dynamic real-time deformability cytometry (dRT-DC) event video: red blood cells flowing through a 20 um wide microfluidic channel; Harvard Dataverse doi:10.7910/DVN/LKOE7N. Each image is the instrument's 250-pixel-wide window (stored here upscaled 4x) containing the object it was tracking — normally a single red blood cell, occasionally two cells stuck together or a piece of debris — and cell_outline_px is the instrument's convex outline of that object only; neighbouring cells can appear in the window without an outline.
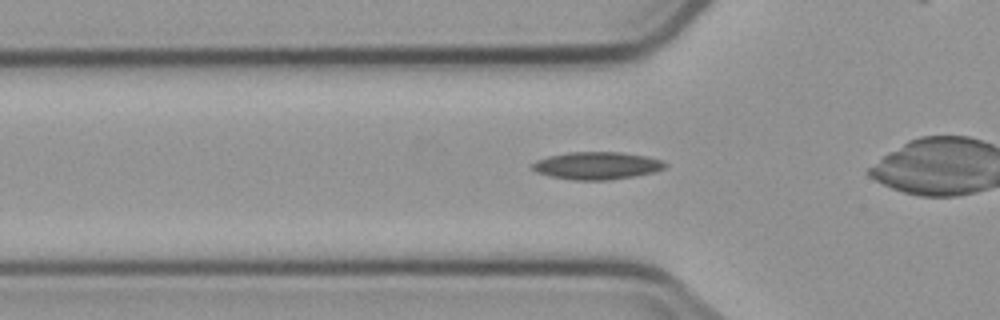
{"species": "common noctule bat (a hibernating species)", "species_latin": "Nyctalus noctula", "temperature_condition": "cold", "stored_images_in_passage": 4, "camera_frame_rate_fps": 3000, "um_per_image_px": 0.085, "animal": {"sex": "male", "body_mass_g": 23.1, "forearm_length_mm": 52.7}, "frame": {"image": 1, "passage_image": 3, "time_ms": 3.667, "image_size_px": [1000, 320], "cell_outline_px": [[668, 164], [664, 168], [652, 172], [636, 176], [608, 180], [572, 180], [552, 176], [536, 172], [532, 168], [532, 164], [536, 160], [548, 156], [568, 152], [620, 152], [644, 156], [660, 160]], "centroid_in_image_um": [50.71, 14.08], "position_along_channel_um": 75.1, "area_um2": 21.15}}